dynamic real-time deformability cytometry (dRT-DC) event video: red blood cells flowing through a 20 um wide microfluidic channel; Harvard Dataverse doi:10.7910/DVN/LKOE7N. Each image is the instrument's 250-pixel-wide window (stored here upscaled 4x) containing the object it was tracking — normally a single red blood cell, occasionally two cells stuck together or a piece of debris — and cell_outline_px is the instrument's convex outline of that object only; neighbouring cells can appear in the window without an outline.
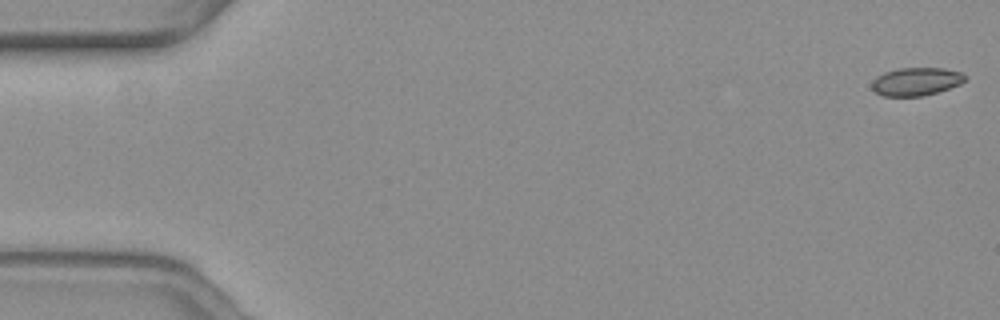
{"species": "common noctule bat (a hibernating species)", "species_latin": "Nyctalus noctula", "temperature_condition": "warm", "stored_images_in_passage": 57, "camera_frame_rate_fps": 3000, "um_per_image_px": 0.085, "animal": {"sex": "female", "body_mass_g": 19.3, "forearm_length_mm": 54.1}, "frame": {"image": 1, "passage_image": 1, "time_ms": 0.0, "image_size_px": [1000, 320], "cell_outline_px": [[968, 76], [960, 84], [924, 96], [884, 96], [876, 92], [872, 88], [872, 80], [876, 76], [884, 72], [896, 68], [944, 68], [960, 72]], "centroid_in_image_um": [77.85, 6.92], "position_along_channel_um": 7.1, "area_um2": 15.26}}
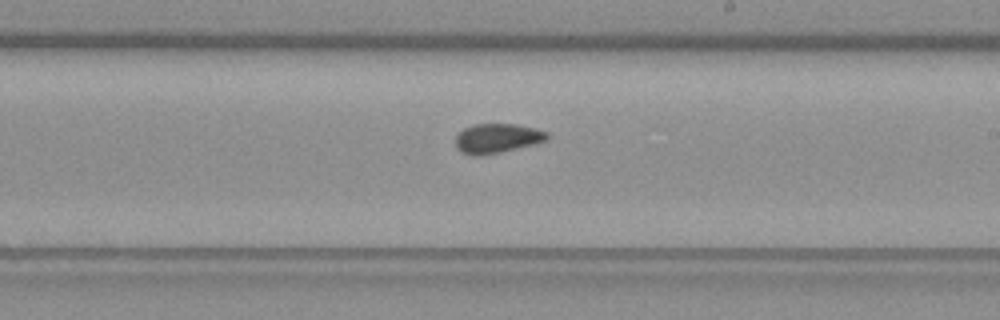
{"frame": {"image": 2, "passage_image": 33, "time_ms": 10.667, "image_size_px": [1000, 320], "cell_outline_px": [[548, 140], [500, 152], [480, 156], [472, 156], [460, 152], [456, 148], [456, 136], [464, 128], [472, 124], [516, 124], [536, 128], [548, 132]], "centroid_in_image_um": [42.23, 11.75], "position_along_channel_um": 246.8, "area_um2": 15.78}}
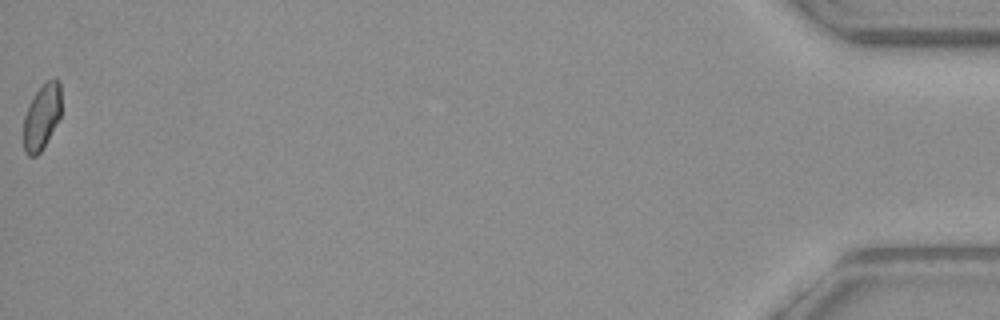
{"frame": {"image": 3, "passage_image": 57, "time_ms": 18.667, "image_size_px": [1000, 320], "cell_outline_px": [[60, 116], [40, 152], [36, 156], [28, 156], [24, 148], [24, 116], [28, 104], [36, 92], [48, 80], [60, 80]], "centroid_in_image_um": [3.53, 9.93], "position_along_channel_um": 431.7, "area_um2": 13.99}, "authors_computed_cell_mechanics": {"area_um2": 15.4904, "velocity_mm_per_s": 3.6366, "shape_relaxation_time_tau1_ms": null, "shape_relaxation_time_tau2_ms": 1.3719, "deformation_change_tau1": null, "deformation_change_tau2": 0.0524}}